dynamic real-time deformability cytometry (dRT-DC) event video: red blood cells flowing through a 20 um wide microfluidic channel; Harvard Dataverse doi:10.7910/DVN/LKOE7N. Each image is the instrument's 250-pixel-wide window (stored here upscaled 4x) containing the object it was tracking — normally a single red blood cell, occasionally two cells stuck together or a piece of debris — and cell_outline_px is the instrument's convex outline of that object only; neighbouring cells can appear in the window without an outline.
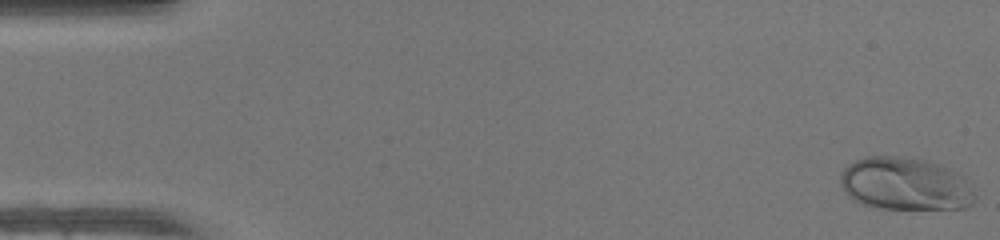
{"species": "human", "species_latin": "Homo sapiens", "temperature_condition": "warm", "stored_images_in_passage": 27, "camera_frame_rate_fps": 3000, "um_per_image_px": 0.085, "donor": {"sex": "female"}, "frame": {"image": 1, "passage_image": 1, "time_ms": 0.0, "image_size_px": [1000, 240], "cell_outline_px": [[976, 200], [972, 204], [964, 208], [880, 208], [860, 204], [848, 196], [844, 192], [840, 184], [840, 172], [848, 164], [864, 156], [904, 156], [924, 160], [960, 172], [964, 176], [972, 188], [976, 196]], "centroid_in_image_um": [76.93, 15.62], "position_along_channel_um": 8.1, "area_um2": 41.73}}
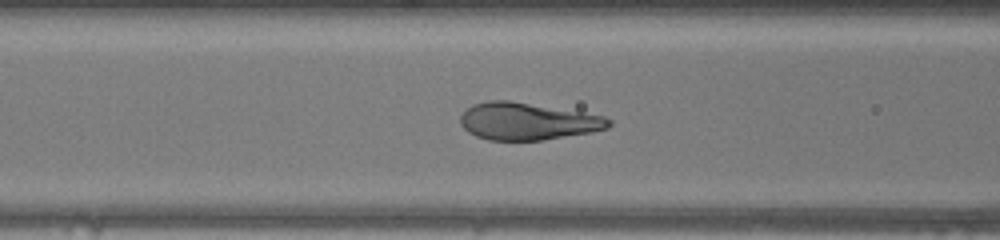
{"frame": {"image": 2, "passage_image": 20, "time_ms": 6.333, "image_size_px": [1000, 240], "cell_outline_px": [[612, 124], [608, 128], [592, 132], [544, 140], [488, 140], [476, 136], [468, 132], [460, 124], [460, 116], [472, 104], [488, 100], [508, 100], [604, 116], [612, 120]], "centroid_in_image_um": [44.83, 10.32], "position_along_channel_um": 121.8, "area_um2": 32.08}}
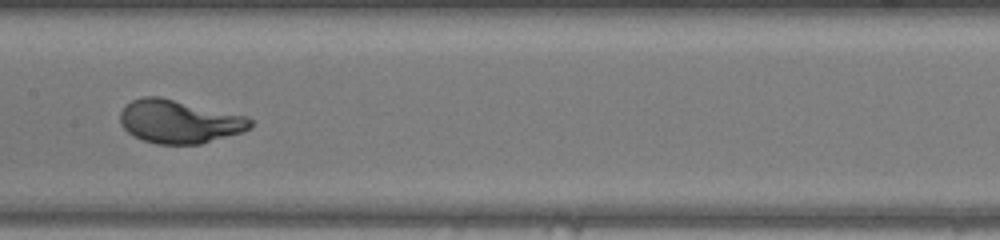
{"frame": {"image": 3, "passage_image": 25, "time_ms": 8.0, "image_size_px": [1000, 240], "cell_outline_px": [[252, 124], [244, 132], [200, 144], [156, 144], [144, 140], [128, 132], [120, 124], [120, 112], [132, 100], [144, 96], [160, 96], [248, 116], [252, 120]], "centroid_in_image_um": [15.25, 10.33], "position_along_channel_um": 192.1, "area_um2": 32.89}}